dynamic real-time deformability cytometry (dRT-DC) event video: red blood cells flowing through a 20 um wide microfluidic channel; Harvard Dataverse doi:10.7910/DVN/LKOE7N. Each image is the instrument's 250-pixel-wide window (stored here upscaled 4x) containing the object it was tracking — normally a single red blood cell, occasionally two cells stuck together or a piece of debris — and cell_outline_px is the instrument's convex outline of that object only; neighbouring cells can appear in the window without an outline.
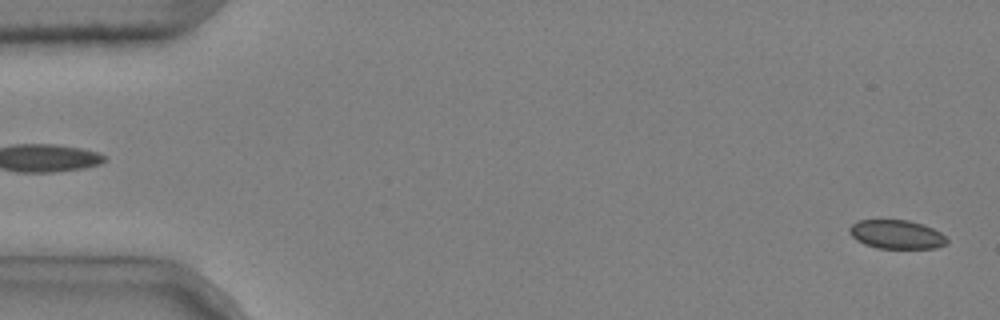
{"species": "common noctule bat (a hibernating species)", "species_latin": "Nyctalus noctula", "temperature_condition": "cold", "stored_images_in_passage": 52, "camera_frame_rate_fps": 3000, "um_per_image_px": 0.085, "animal": {"sex": "male", "body_mass_g": 20.4}, "frame": {"image": 1, "passage_image": 1, "time_ms": 0.0, "image_size_px": [1000, 320], "cell_outline_px": [[948, 244], [936, 248], [876, 248], [864, 244], [856, 240], [848, 232], [848, 228], [856, 220], [908, 220], [924, 224], [940, 232], [948, 240]], "centroid_in_image_um": [76.19, 19.92], "position_along_channel_um": 8.8, "area_um2": 16.53}}
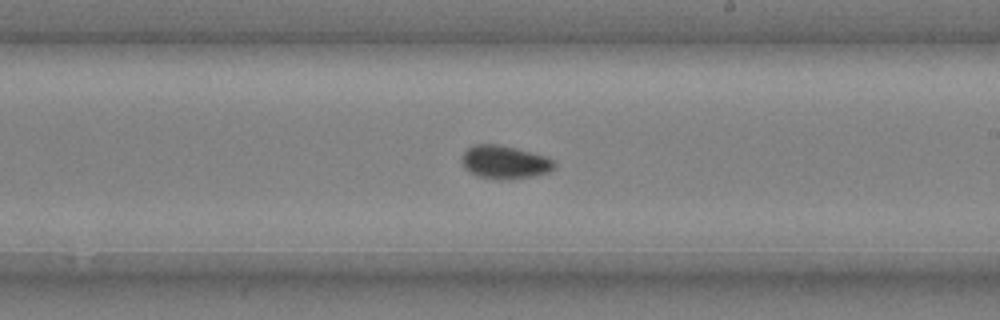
{"frame": {"image": 2, "passage_image": 31, "time_ms": 10.0, "image_size_px": [1000, 320], "cell_outline_px": [[556, 164], [548, 172], [532, 176], [512, 180], [496, 180], [476, 176], [464, 168], [460, 160], [460, 156], [472, 144], [500, 144], [516, 148], [544, 156], [552, 160]], "centroid_in_image_um": [42.82, 13.79], "position_along_channel_um": 246.2, "area_um2": 18.15}}
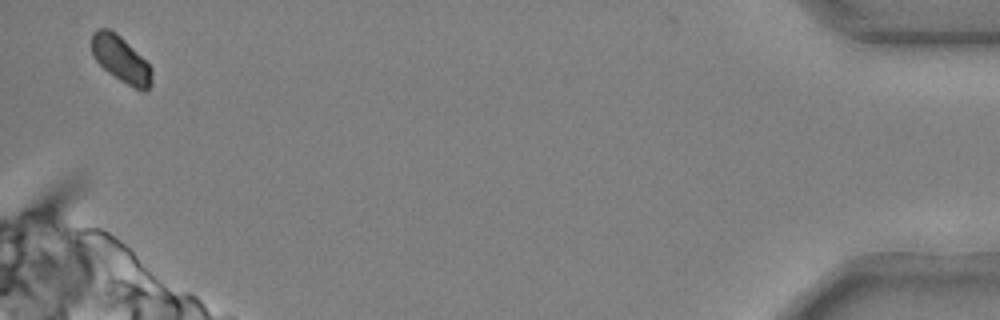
{"frame": {"image": 3, "passage_image": 51, "time_ms": 16.667, "image_size_px": [1000, 320], "cell_outline_px": [[152, 84], [148, 92], [144, 92], [120, 80], [108, 72], [96, 60], [92, 52], [92, 32], [100, 28], [108, 28], [116, 32], [152, 68]], "centroid_in_image_um": [10.29, 5.05], "position_along_channel_um": 424.9, "area_um2": 15.95}, "authors_computed_cell_mechanics": {"area_um2": 17.2244, "velocity_mm_per_s": 3.6732, "shape_relaxation_time_tau1_ms": null, "shape_relaxation_time_tau2_ms": 2.469, "deformation_change_tau1": null, "deformation_change_tau2": 0.0449}}